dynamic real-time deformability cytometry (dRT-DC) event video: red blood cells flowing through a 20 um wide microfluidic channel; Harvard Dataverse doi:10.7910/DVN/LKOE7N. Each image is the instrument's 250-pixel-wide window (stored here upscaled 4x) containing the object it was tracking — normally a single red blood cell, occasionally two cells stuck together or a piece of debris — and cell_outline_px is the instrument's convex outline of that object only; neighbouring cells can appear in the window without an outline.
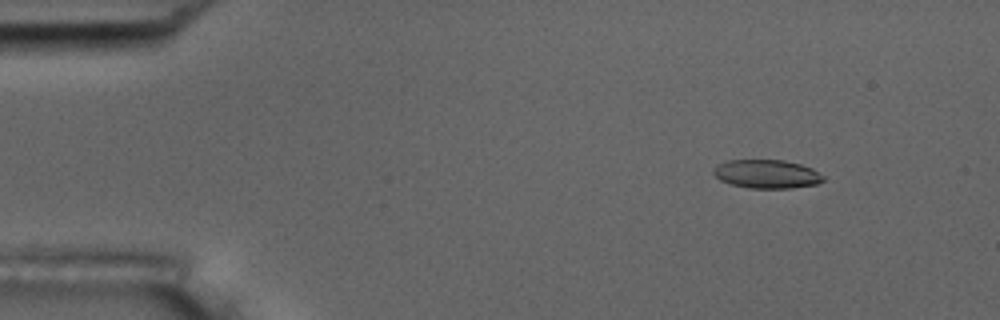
{"species": "common noctule bat (a hibernating species)", "species_latin": "Nyctalus noctula", "temperature_condition": "room temperature", "stored_images_in_passage": 54, "camera_frame_rate_fps": 3000, "um_per_image_px": 0.085, "animal": {"sex": "male", "body_mass_g": 17.5, "forearm_length_mm": 52.3}, "frame": {"image": 1, "passage_image": 6, "time_ms": 1.667, "image_size_px": [1000, 320], "cell_outline_px": [[824, 180], [816, 184], [792, 188], [748, 188], [732, 184], [720, 180], [712, 172], [712, 168], [716, 164], [728, 160], [784, 160], [800, 164], [812, 168], [824, 176]], "centroid_in_image_um": [65.15, 14.78], "position_along_channel_um": 19.8, "area_um2": 18.38}}
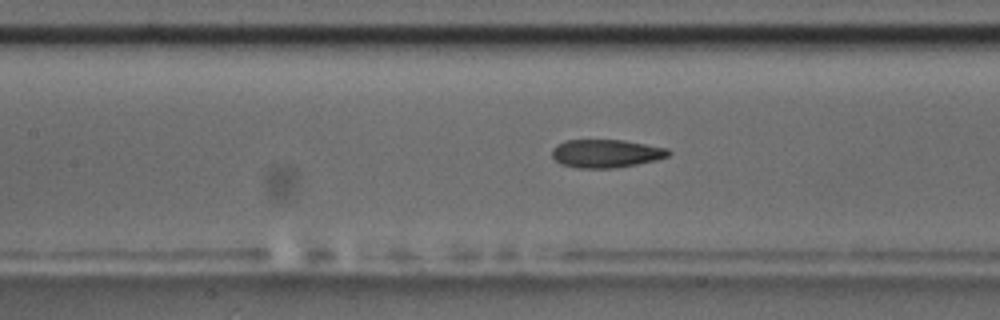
{"frame": {"image": 2, "passage_image": 24, "time_ms": 7.667, "image_size_px": [1000, 320], "cell_outline_px": [[672, 152], [668, 156], [656, 160], [636, 164], [612, 168], [580, 168], [560, 164], [552, 156], [552, 148], [556, 144], [564, 140], [624, 140], [668, 148]], "centroid_in_image_um": [51.5, 13.04], "position_along_channel_um": 155.9, "area_um2": 19.19}}
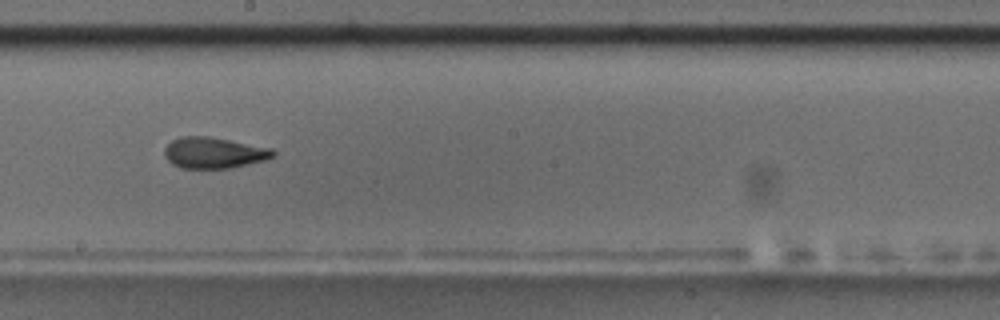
{"frame": {"image": 3, "passage_image": 30, "time_ms": 9.667, "image_size_px": [1000, 320], "cell_outline_px": [[276, 156], [264, 160], [248, 164], [228, 168], [180, 168], [172, 164], [164, 156], [164, 148], [172, 140], [180, 136], [208, 136], [272, 148], [276, 152]], "centroid_in_image_um": [18.17, 12.98], "position_along_channel_um": 230.0, "area_um2": 19.71}, "authors_computed_cell_mechanics": {"area_um2": 19.5364, "velocity_mm_per_s": 3.7352, "shape_relaxation_time_tau1_ms": null, "shape_relaxation_time_tau2_ms": 2.0881, "deformation_change_tau1": null, "deformation_change_tau2": 0.0886}}